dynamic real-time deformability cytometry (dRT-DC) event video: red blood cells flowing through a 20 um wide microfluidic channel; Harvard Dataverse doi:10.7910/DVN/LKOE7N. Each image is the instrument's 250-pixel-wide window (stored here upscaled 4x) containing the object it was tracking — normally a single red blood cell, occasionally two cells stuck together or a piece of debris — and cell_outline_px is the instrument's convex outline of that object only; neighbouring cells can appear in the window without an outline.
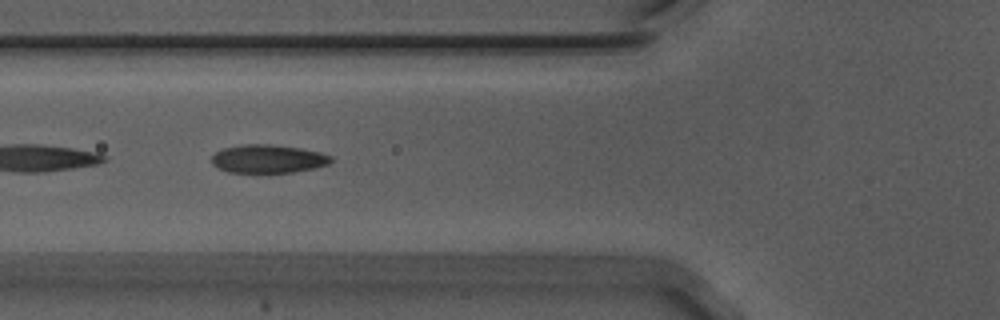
{"species": "Egyptian fruit bat (a non-hibernating species)", "species_latin": "Rousettus aegyptiacus", "temperature_condition": "warm", "stored_images_in_passage": 26, "segment_of_instrument_passage": [2, 2], "camera_frame_rate_fps": 3000, "um_per_image_px": 0.085, "animal": {"sex": "male"}, "frame": {"image": 1, "passage_image": 19, "time_ms": 6.0, "image_size_px": [1000, 320], "cell_outline_px": [[332, 160], [328, 164], [316, 168], [292, 172], [228, 172], [216, 168], [212, 164], [212, 156], [216, 152], [224, 148], [248, 144], [268, 144], [300, 148], [320, 152], [332, 156]], "centroid_in_image_um": [22.79, 13.5], "position_along_channel_um": 103.0, "area_um2": 19.59}}